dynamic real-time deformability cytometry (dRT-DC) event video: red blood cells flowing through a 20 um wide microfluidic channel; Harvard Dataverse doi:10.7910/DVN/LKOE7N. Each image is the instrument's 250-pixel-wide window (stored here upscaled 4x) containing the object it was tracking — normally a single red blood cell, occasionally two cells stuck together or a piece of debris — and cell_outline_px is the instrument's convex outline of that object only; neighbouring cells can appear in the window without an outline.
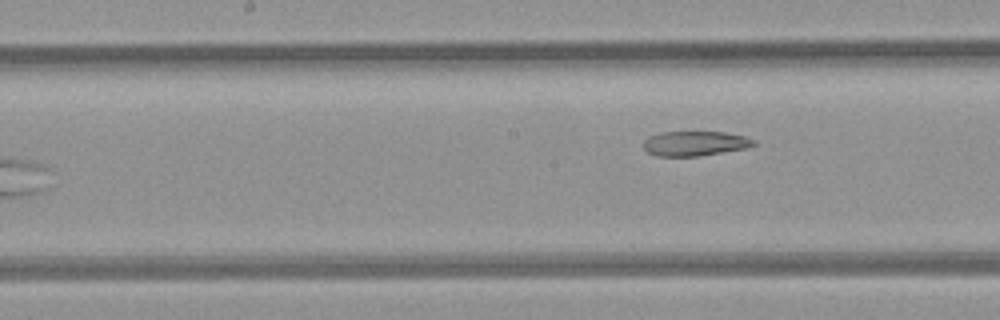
{"species": "common noctule bat (a hibernating species)", "species_latin": "Nyctalus noctula", "temperature_condition": "room temperature", "stored_images_in_passage": 7, "camera_frame_rate_fps": 3000, "um_per_image_px": 0.085, "animal": {"sex": "female", "body_mass_g": 21.9}, "frame": {"image": 1, "passage_image": 7, "time_ms": 6.667, "image_size_px": [1000, 320], "cell_outline_px": [[756, 144], [748, 148], [696, 156], [656, 156], [648, 152], [644, 148], [644, 140], [648, 136], [660, 132], [724, 132], [744, 136], [756, 140]], "centroid_in_image_um": [59.07, 12.19], "position_along_channel_um": 189.1, "area_um2": 15.9}}